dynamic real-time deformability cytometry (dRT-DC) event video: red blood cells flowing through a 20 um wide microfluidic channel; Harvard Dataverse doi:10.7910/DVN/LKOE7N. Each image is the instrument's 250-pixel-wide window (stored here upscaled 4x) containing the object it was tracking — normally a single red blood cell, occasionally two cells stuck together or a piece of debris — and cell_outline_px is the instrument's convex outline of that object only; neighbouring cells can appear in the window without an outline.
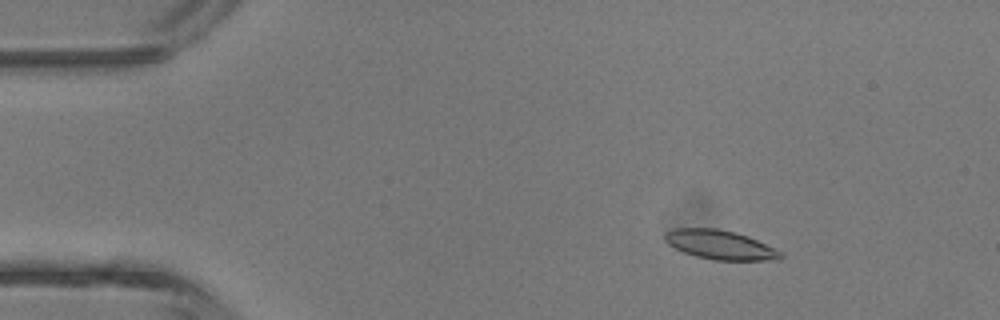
{"species": "common noctule bat (a hibernating species)", "species_latin": "Nyctalus noctula", "temperature_condition": "room temperature", "stored_images_in_passage": 12, "camera_frame_rate_fps": 3000, "um_per_image_px": 0.085, "animal": {"sex": "male", "body_mass_g": 13.3}, "frame": {"image": 1, "passage_image": 6, "time_ms": 1.667, "image_size_px": [1000, 320], "cell_outline_px": [[784, 256], [780, 260], [712, 260], [696, 256], [684, 252], [668, 244], [664, 240], [664, 232], [672, 228], [716, 228], [748, 236], [784, 252]], "centroid_in_image_um": [61.22, 20.81], "position_along_channel_um": 23.8, "area_um2": 19.83}}